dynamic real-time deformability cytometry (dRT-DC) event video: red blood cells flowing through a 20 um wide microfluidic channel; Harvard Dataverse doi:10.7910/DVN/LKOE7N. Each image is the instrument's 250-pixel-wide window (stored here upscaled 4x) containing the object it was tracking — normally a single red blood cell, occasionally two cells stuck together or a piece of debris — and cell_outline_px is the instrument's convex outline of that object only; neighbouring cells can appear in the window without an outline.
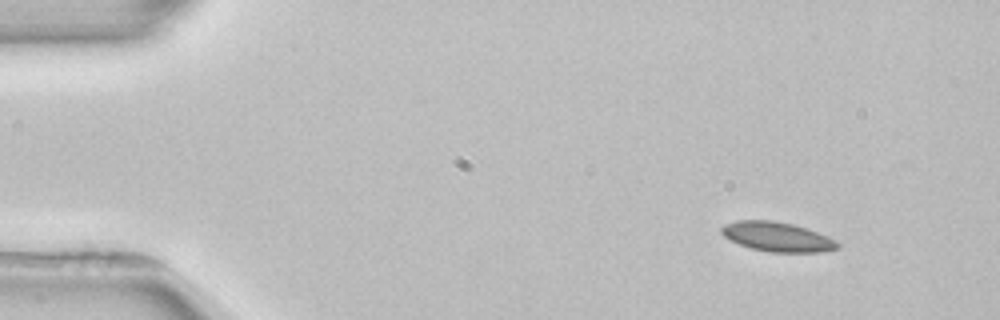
{"species": "common noctule bat (a hibernating species)", "species_latin": "Nyctalus noctula", "temperature_condition": "room temperature", "stored_images_in_passage": 3, "camera_frame_rate_fps": 3000, "um_per_image_px": 0.085, "animal": {"sex": "female", "body_mass_g": 22.7, "forearm_length_mm": 54.2}, "frame": {"image": 1, "passage_image": 1, "time_ms": 0.0, "image_size_px": [1000, 320], "cell_outline_px": [[840, 248], [820, 252], [768, 252], [752, 248], [740, 244], [724, 236], [720, 232], [720, 228], [724, 224], [736, 220], [772, 220], [792, 224], [816, 232], [836, 240], [840, 244]], "centroid_in_image_um": [66.05, 20.12], "position_along_channel_um": 18.9, "area_um2": 19.83}}
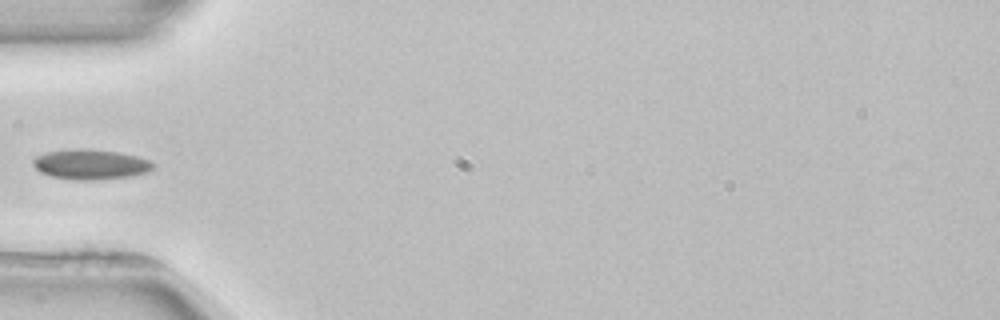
{"frame": {"image": 2, "passage_image": 3, "time_ms": 4.0, "image_size_px": [1000, 320], "cell_outline_px": [[156, 164], [148, 172], [132, 176], [96, 180], [76, 180], [52, 176], [40, 172], [32, 164], [32, 160], [36, 156], [48, 152], [76, 148], [80, 148], [116, 152], [136, 156], [148, 160]], "centroid_in_image_um": [7.7, 13.98], "position_along_channel_um": 77.3, "area_um2": 20.92}}